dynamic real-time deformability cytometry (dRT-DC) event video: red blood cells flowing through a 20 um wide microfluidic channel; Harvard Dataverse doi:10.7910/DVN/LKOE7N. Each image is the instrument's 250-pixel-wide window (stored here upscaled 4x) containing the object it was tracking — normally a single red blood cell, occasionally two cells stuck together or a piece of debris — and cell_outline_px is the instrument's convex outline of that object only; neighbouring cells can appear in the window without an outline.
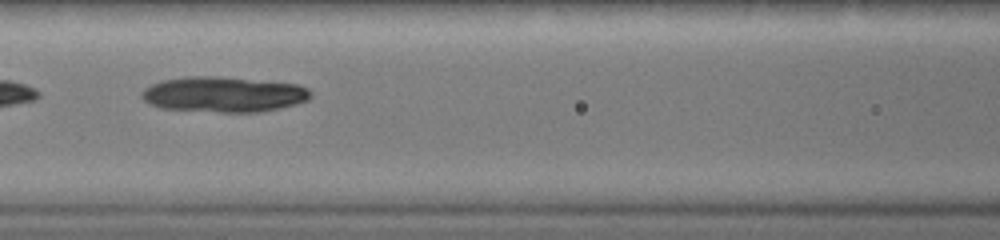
{"species": "common noctule bat (a hibernating species)", "species_latin": "Nyctalus noctula", "temperature_condition": "warm", "stored_images_in_passage": 24, "camera_frame_rate_fps": 3000, "um_per_image_px": 0.085, "animal": {"sex": "female", "body_mass_g": 19.0, "forearm_length_mm": 51.5}, "frame": {"image": 1, "passage_image": 9, "time_ms": 4.333, "image_size_px": [1000, 240], "cell_outline_px": [[308, 100], [280, 108], [256, 112], [220, 112], [160, 108], [148, 104], [140, 96], [144, 88], [152, 84], [164, 80], [192, 76], [216, 76], [296, 84], [308, 88]], "centroid_in_image_um": [18.95, 8.03], "position_along_channel_um": 147.7, "area_um2": 34.51}}